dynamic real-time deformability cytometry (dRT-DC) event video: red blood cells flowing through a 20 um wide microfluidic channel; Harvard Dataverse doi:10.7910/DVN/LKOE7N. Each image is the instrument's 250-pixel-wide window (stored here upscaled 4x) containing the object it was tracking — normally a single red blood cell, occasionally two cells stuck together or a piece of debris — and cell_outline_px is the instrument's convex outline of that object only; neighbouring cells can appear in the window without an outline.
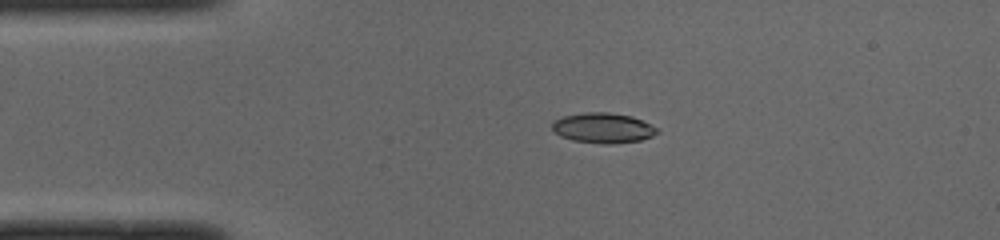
{"species": "common noctule bat (a hibernating species)", "species_latin": "Nyctalus noctula", "temperature_condition": "cold", "stored_images_in_passage": 41, "camera_frame_rate_fps": 3000, "um_per_image_px": 0.085, "animal": {"sex": "male", "body_mass_g": 19.0, "forearm_length_mm": 50.8}, "frame": {"image": 1, "passage_image": 1, "time_ms": 0.0, "image_size_px": [1000, 240], "cell_outline_px": [[660, 132], [652, 136], [640, 140], [612, 144], [604, 144], [572, 140], [560, 136], [552, 132], [552, 120], [564, 116], [584, 112], [608, 112], [632, 116], [660, 128]], "centroid_in_image_um": [51.25, 10.87], "position_along_channel_um": 33.7, "area_um2": 18.73}}
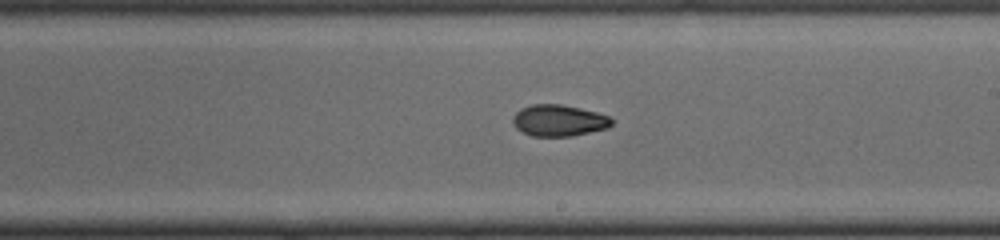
{"frame": {"image": 2, "passage_image": 19, "time_ms": 6.0, "image_size_px": [1000, 240], "cell_outline_px": [[612, 124], [608, 128], [572, 136], [532, 136], [516, 128], [512, 124], [512, 116], [520, 108], [532, 104], [560, 104], [580, 108], [596, 112], [608, 116], [612, 120]], "centroid_in_image_um": [47.47, 10.24], "position_along_channel_um": 241.5, "area_um2": 18.15}}
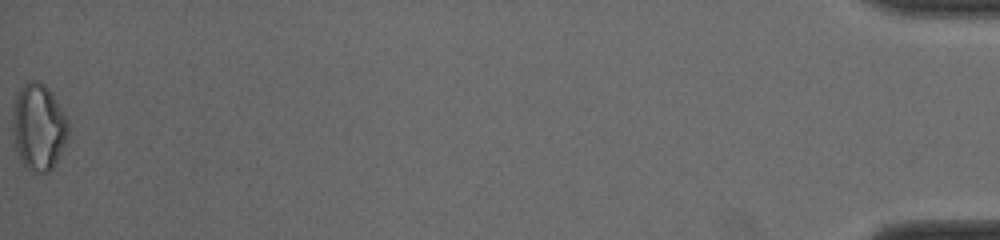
{"frame": {"image": 3, "passage_image": 41, "time_ms": 13.333, "image_size_px": [1000, 240], "cell_outline_px": [[68, 136], [52, 168], [48, 172], [40, 172], [28, 168], [20, 160], [16, 148], [16, 100], [20, 88], [28, 80], [40, 80], [52, 92], [68, 120]], "centroid_in_image_um": [3.34, 10.76], "position_along_channel_um": 431.9, "area_um2": 26.88}, "authors_computed_cell_mechanics": {"area_um2": 18.7272, "velocity_mm_per_s": 4.0161, "shape_relaxation_time_tau1_ms": 2.4737, "shape_relaxation_time_tau2_ms": 4.4912, "deformation_change_tau1": 0.1337, "deformation_change_tau2": 0.0968}}